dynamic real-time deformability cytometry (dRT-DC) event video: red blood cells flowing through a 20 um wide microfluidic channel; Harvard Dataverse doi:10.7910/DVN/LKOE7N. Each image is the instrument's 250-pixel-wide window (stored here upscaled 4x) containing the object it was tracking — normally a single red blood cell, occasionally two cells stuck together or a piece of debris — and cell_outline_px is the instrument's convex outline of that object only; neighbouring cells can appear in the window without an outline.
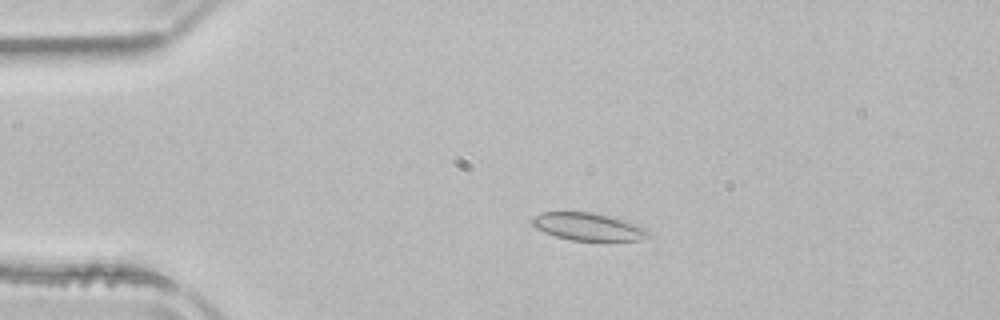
{"species": "common noctule bat (a hibernating species)", "species_latin": "Nyctalus noctula", "temperature_condition": "room temperature", "stored_images_in_passage": 47, "camera_frame_rate_fps": 3000, "um_per_image_px": 0.085, "animal": {"sex": "male", "body_mass_g": 21.5, "forearm_length_mm": 52.0}, "frame": {"image": 1, "passage_image": 6, "time_ms": 1.667, "image_size_px": [1000, 320], "cell_outline_px": [[652, 236], [640, 240], [572, 240], [556, 236], [544, 232], [536, 228], [532, 224], [532, 216], [540, 212], [592, 212], [608, 216], [636, 224], [652, 232]], "centroid_in_image_um": [49.99, 19.27], "position_along_channel_um": 35.0, "area_um2": 18.55}}
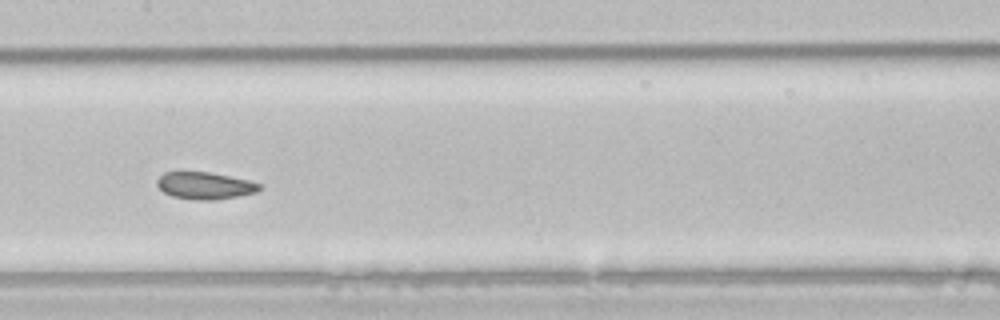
{"frame": {"image": 2, "passage_image": 21, "time_ms": 6.667, "image_size_px": [1000, 320], "cell_outline_px": [[264, 188], [256, 192], [216, 200], [192, 200], [172, 196], [164, 192], [156, 184], [156, 180], [164, 172], [208, 172], [248, 180], [260, 184]], "centroid_in_image_um": [17.41, 15.78], "position_along_channel_um": 190.0, "area_um2": 16.13}}
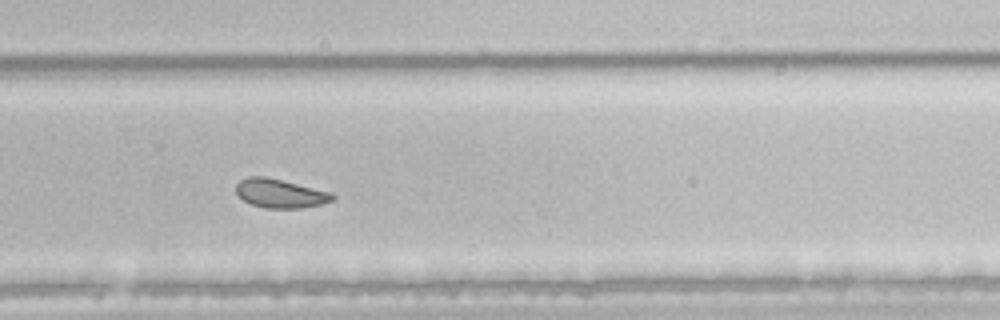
{"frame": {"image": 3, "passage_image": 30, "time_ms": 9.667, "image_size_px": [1000, 320], "cell_outline_px": [[336, 196], [332, 200], [324, 204], [300, 208], [264, 208], [252, 204], [244, 200], [236, 192], [236, 184], [240, 180], [248, 176], [264, 176], [332, 192]], "centroid_in_image_um": [23.83, 16.44], "position_along_channel_um": 306.0, "area_um2": 16.18}, "authors_computed_cell_mechanics": {"area_um2": 17.8602, "velocity_mm_per_s": 3.8887, "shape_relaxation_time_tau1_ms": 5.4657, "shape_relaxation_time_tau2_ms": 1.8594, "deformation_change_tau1": 0.1021, "deformation_change_tau2": 0.0522}}